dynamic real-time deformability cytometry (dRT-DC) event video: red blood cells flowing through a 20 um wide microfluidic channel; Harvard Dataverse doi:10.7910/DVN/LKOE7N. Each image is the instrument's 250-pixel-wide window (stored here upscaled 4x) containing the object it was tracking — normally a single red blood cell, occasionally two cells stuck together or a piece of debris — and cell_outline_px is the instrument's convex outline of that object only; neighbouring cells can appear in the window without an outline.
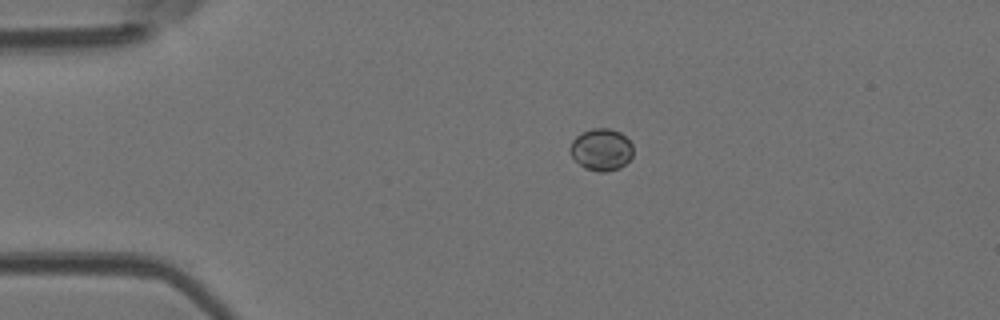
{"species": "Egyptian fruit bat (a non-hibernating species)", "species_latin": "Rousettus aegyptiacus", "temperature_condition": "room temperature", "stored_images_in_passage": 2, "camera_frame_rate_fps": 3000, "um_per_image_px": 0.085, "animal": {"sex": "female"}, "frame": {"image": 1, "passage_image": 1, "time_ms": 0.0, "image_size_px": [1000, 320], "cell_outline_px": [[632, 156], [620, 168], [604, 172], [596, 172], [584, 168], [572, 156], [568, 148], [572, 140], [580, 132], [592, 128], [608, 128], [620, 132], [632, 144]], "centroid_in_image_um": [51.08, 12.71], "position_along_channel_um": 33.9, "area_um2": 15.49}}